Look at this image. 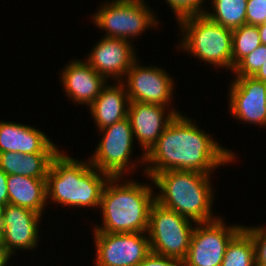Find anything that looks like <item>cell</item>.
<instances>
[{"instance_id": "obj_20", "label": "cell", "mask_w": 266, "mask_h": 266, "mask_svg": "<svg viewBox=\"0 0 266 266\" xmlns=\"http://www.w3.org/2000/svg\"><path fill=\"white\" fill-rule=\"evenodd\" d=\"M57 154L2 152L0 153V168L7 175L46 178L51 162Z\"/></svg>"}, {"instance_id": "obj_10", "label": "cell", "mask_w": 266, "mask_h": 266, "mask_svg": "<svg viewBox=\"0 0 266 266\" xmlns=\"http://www.w3.org/2000/svg\"><path fill=\"white\" fill-rule=\"evenodd\" d=\"M143 233L94 231L96 266H138L151 252L149 238Z\"/></svg>"}, {"instance_id": "obj_24", "label": "cell", "mask_w": 266, "mask_h": 266, "mask_svg": "<svg viewBox=\"0 0 266 266\" xmlns=\"http://www.w3.org/2000/svg\"><path fill=\"white\" fill-rule=\"evenodd\" d=\"M266 62V45L261 44L245 56L233 69L237 77L254 76Z\"/></svg>"}, {"instance_id": "obj_23", "label": "cell", "mask_w": 266, "mask_h": 266, "mask_svg": "<svg viewBox=\"0 0 266 266\" xmlns=\"http://www.w3.org/2000/svg\"><path fill=\"white\" fill-rule=\"evenodd\" d=\"M261 45L257 26L244 24L232 30V71L249 53Z\"/></svg>"}, {"instance_id": "obj_1", "label": "cell", "mask_w": 266, "mask_h": 266, "mask_svg": "<svg viewBox=\"0 0 266 266\" xmlns=\"http://www.w3.org/2000/svg\"><path fill=\"white\" fill-rule=\"evenodd\" d=\"M191 121L181 114L176 115L145 154L146 165H151L145 167L144 172L151 179L157 173L171 170L211 175L214 168L228 164L236 157Z\"/></svg>"}, {"instance_id": "obj_2", "label": "cell", "mask_w": 266, "mask_h": 266, "mask_svg": "<svg viewBox=\"0 0 266 266\" xmlns=\"http://www.w3.org/2000/svg\"><path fill=\"white\" fill-rule=\"evenodd\" d=\"M109 178L90 161L81 162L59 151L47 173V199L72 207H100L102 192Z\"/></svg>"}, {"instance_id": "obj_29", "label": "cell", "mask_w": 266, "mask_h": 266, "mask_svg": "<svg viewBox=\"0 0 266 266\" xmlns=\"http://www.w3.org/2000/svg\"><path fill=\"white\" fill-rule=\"evenodd\" d=\"M7 177L8 175L0 168V205L2 207L9 203Z\"/></svg>"}, {"instance_id": "obj_28", "label": "cell", "mask_w": 266, "mask_h": 266, "mask_svg": "<svg viewBox=\"0 0 266 266\" xmlns=\"http://www.w3.org/2000/svg\"><path fill=\"white\" fill-rule=\"evenodd\" d=\"M180 260L150 252L138 266H179Z\"/></svg>"}, {"instance_id": "obj_22", "label": "cell", "mask_w": 266, "mask_h": 266, "mask_svg": "<svg viewBox=\"0 0 266 266\" xmlns=\"http://www.w3.org/2000/svg\"><path fill=\"white\" fill-rule=\"evenodd\" d=\"M221 266H256L255 246L244 228L228 243Z\"/></svg>"}, {"instance_id": "obj_17", "label": "cell", "mask_w": 266, "mask_h": 266, "mask_svg": "<svg viewBox=\"0 0 266 266\" xmlns=\"http://www.w3.org/2000/svg\"><path fill=\"white\" fill-rule=\"evenodd\" d=\"M62 83L66 94L79 104L88 106L100 95L107 84L106 79L97 73L86 61L73 60L63 69Z\"/></svg>"}, {"instance_id": "obj_9", "label": "cell", "mask_w": 266, "mask_h": 266, "mask_svg": "<svg viewBox=\"0 0 266 266\" xmlns=\"http://www.w3.org/2000/svg\"><path fill=\"white\" fill-rule=\"evenodd\" d=\"M242 228L227 227L221 217L197 223L183 261L190 266H221L228 243Z\"/></svg>"}, {"instance_id": "obj_6", "label": "cell", "mask_w": 266, "mask_h": 266, "mask_svg": "<svg viewBox=\"0 0 266 266\" xmlns=\"http://www.w3.org/2000/svg\"><path fill=\"white\" fill-rule=\"evenodd\" d=\"M191 222L192 220L155 201L149 212L147 230L151 251L183 261L195 228Z\"/></svg>"}, {"instance_id": "obj_3", "label": "cell", "mask_w": 266, "mask_h": 266, "mask_svg": "<svg viewBox=\"0 0 266 266\" xmlns=\"http://www.w3.org/2000/svg\"><path fill=\"white\" fill-rule=\"evenodd\" d=\"M120 179L110 177L106 182L100 203L103 227L96 225L94 230L106 233L147 232L149 212L155 202L152 188L133 180L116 184Z\"/></svg>"}, {"instance_id": "obj_26", "label": "cell", "mask_w": 266, "mask_h": 266, "mask_svg": "<svg viewBox=\"0 0 266 266\" xmlns=\"http://www.w3.org/2000/svg\"><path fill=\"white\" fill-rule=\"evenodd\" d=\"M166 2L173 9V12H175L177 21L188 16L202 15L205 13L202 10L203 8L200 7L204 0H166Z\"/></svg>"}, {"instance_id": "obj_34", "label": "cell", "mask_w": 266, "mask_h": 266, "mask_svg": "<svg viewBox=\"0 0 266 266\" xmlns=\"http://www.w3.org/2000/svg\"><path fill=\"white\" fill-rule=\"evenodd\" d=\"M1 227L2 226H0V246L2 245V230H1Z\"/></svg>"}, {"instance_id": "obj_16", "label": "cell", "mask_w": 266, "mask_h": 266, "mask_svg": "<svg viewBox=\"0 0 266 266\" xmlns=\"http://www.w3.org/2000/svg\"><path fill=\"white\" fill-rule=\"evenodd\" d=\"M49 139L43 132L32 126L0 122V153H59L60 150Z\"/></svg>"}, {"instance_id": "obj_4", "label": "cell", "mask_w": 266, "mask_h": 266, "mask_svg": "<svg viewBox=\"0 0 266 266\" xmlns=\"http://www.w3.org/2000/svg\"><path fill=\"white\" fill-rule=\"evenodd\" d=\"M210 175L196 171L171 170L157 173L151 180L160 190L155 201L192 220H215L212 216L213 190Z\"/></svg>"}, {"instance_id": "obj_11", "label": "cell", "mask_w": 266, "mask_h": 266, "mask_svg": "<svg viewBox=\"0 0 266 266\" xmlns=\"http://www.w3.org/2000/svg\"><path fill=\"white\" fill-rule=\"evenodd\" d=\"M136 61L125 76L130 102H144L169 107L173 91V79L158 67L139 66Z\"/></svg>"}, {"instance_id": "obj_5", "label": "cell", "mask_w": 266, "mask_h": 266, "mask_svg": "<svg viewBox=\"0 0 266 266\" xmlns=\"http://www.w3.org/2000/svg\"><path fill=\"white\" fill-rule=\"evenodd\" d=\"M179 24L185 34L182 49L215 67L232 70V29L219 25L205 14L182 18Z\"/></svg>"}, {"instance_id": "obj_7", "label": "cell", "mask_w": 266, "mask_h": 266, "mask_svg": "<svg viewBox=\"0 0 266 266\" xmlns=\"http://www.w3.org/2000/svg\"><path fill=\"white\" fill-rule=\"evenodd\" d=\"M102 6L93 16V21L99 29L107 32L104 37L129 41L146 28L158 24L144 0H112Z\"/></svg>"}, {"instance_id": "obj_31", "label": "cell", "mask_w": 266, "mask_h": 266, "mask_svg": "<svg viewBox=\"0 0 266 266\" xmlns=\"http://www.w3.org/2000/svg\"><path fill=\"white\" fill-rule=\"evenodd\" d=\"M257 80L263 81L266 83V62L261 66L258 72L253 76Z\"/></svg>"}, {"instance_id": "obj_30", "label": "cell", "mask_w": 266, "mask_h": 266, "mask_svg": "<svg viewBox=\"0 0 266 266\" xmlns=\"http://www.w3.org/2000/svg\"><path fill=\"white\" fill-rule=\"evenodd\" d=\"M10 257L11 255L1 245L0 246V266H7V263Z\"/></svg>"}, {"instance_id": "obj_13", "label": "cell", "mask_w": 266, "mask_h": 266, "mask_svg": "<svg viewBox=\"0 0 266 266\" xmlns=\"http://www.w3.org/2000/svg\"><path fill=\"white\" fill-rule=\"evenodd\" d=\"M41 214L13 204L3 207L2 247L10 254L15 249H34L37 246Z\"/></svg>"}, {"instance_id": "obj_33", "label": "cell", "mask_w": 266, "mask_h": 266, "mask_svg": "<svg viewBox=\"0 0 266 266\" xmlns=\"http://www.w3.org/2000/svg\"><path fill=\"white\" fill-rule=\"evenodd\" d=\"M3 207L0 205V226H2Z\"/></svg>"}, {"instance_id": "obj_15", "label": "cell", "mask_w": 266, "mask_h": 266, "mask_svg": "<svg viewBox=\"0 0 266 266\" xmlns=\"http://www.w3.org/2000/svg\"><path fill=\"white\" fill-rule=\"evenodd\" d=\"M131 41L104 37L94 46L86 61L105 79L111 77L115 80L120 79V82L137 61L135 50L130 45Z\"/></svg>"}, {"instance_id": "obj_19", "label": "cell", "mask_w": 266, "mask_h": 266, "mask_svg": "<svg viewBox=\"0 0 266 266\" xmlns=\"http://www.w3.org/2000/svg\"><path fill=\"white\" fill-rule=\"evenodd\" d=\"M7 186L9 204L26 207L42 215L48 200L46 178L8 175Z\"/></svg>"}, {"instance_id": "obj_25", "label": "cell", "mask_w": 266, "mask_h": 266, "mask_svg": "<svg viewBox=\"0 0 266 266\" xmlns=\"http://www.w3.org/2000/svg\"><path fill=\"white\" fill-rule=\"evenodd\" d=\"M243 228L251 235L255 246V265L266 266V227L243 225Z\"/></svg>"}, {"instance_id": "obj_32", "label": "cell", "mask_w": 266, "mask_h": 266, "mask_svg": "<svg viewBox=\"0 0 266 266\" xmlns=\"http://www.w3.org/2000/svg\"><path fill=\"white\" fill-rule=\"evenodd\" d=\"M257 28L260 34L261 44L266 45V26L261 24V25H258Z\"/></svg>"}, {"instance_id": "obj_27", "label": "cell", "mask_w": 266, "mask_h": 266, "mask_svg": "<svg viewBox=\"0 0 266 266\" xmlns=\"http://www.w3.org/2000/svg\"><path fill=\"white\" fill-rule=\"evenodd\" d=\"M266 19V0H247L246 24L258 26Z\"/></svg>"}, {"instance_id": "obj_8", "label": "cell", "mask_w": 266, "mask_h": 266, "mask_svg": "<svg viewBox=\"0 0 266 266\" xmlns=\"http://www.w3.org/2000/svg\"><path fill=\"white\" fill-rule=\"evenodd\" d=\"M104 134L90 164L110 177H121L124 171L134 169L130 165L132 154L133 131L128 118L100 130Z\"/></svg>"}, {"instance_id": "obj_18", "label": "cell", "mask_w": 266, "mask_h": 266, "mask_svg": "<svg viewBox=\"0 0 266 266\" xmlns=\"http://www.w3.org/2000/svg\"><path fill=\"white\" fill-rule=\"evenodd\" d=\"M122 82L118 81L117 86L106 84L89 106L99 130L127 118L130 100Z\"/></svg>"}, {"instance_id": "obj_12", "label": "cell", "mask_w": 266, "mask_h": 266, "mask_svg": "<svg viewBox=\"0 0 266 266\" xmlns=\"http://www.w3.org/2000/svg\"><path fill=\"white\" fill-rule=\"evenodd\" d=\"M229 88L232 115L243 122L266 125V83L253 76H241Z\"/></svg>"}, {"instance_id": "obj_14", "label": "cell", "mask_w": 266, "mask_h": 266, "mask_svg": "<svg viewBox=\"0 0 266 266\" xmlns=\"http://www.w3.org/2000/svg\"><path fill=\"white\" fill-rule=\"evenodd\" d=\"M166 108L163 105L139 101L129 103L127 118L130 121L133 136L137 138L144 150L142 163H145V154L157 142L168 124L180 114L175 109L165 114Z\"/></svg>"}, {"instance_id": "obj_35", "label": "cell", "mask_w": 266, "mask_h": 266, "mask_svg": "<svg viewBox=\"0 0 266 266\" xmlns=\"http://www.w3.org/2000/svg\"><path fill=\"white\" fill-rule=\"evenodd\" d=\"M179 266H190L187 263H185L184 261H180V265Z\"/></svg>"}, {"instance_id": "obj_21", "label": "cell", "mask_w": 266, "mask_h": 266, "mask_svg": "<svg viewBox=\"0 0 266 266\" xmlns=\"http://www.w3.org/2000/svg\"><path fill=\"white\" fill-rule=\"evenodd\" d=\"M213 12L205 15L212 21L229 29L246 24L247 0H212Z\"/></svg>"}]
</instances>
